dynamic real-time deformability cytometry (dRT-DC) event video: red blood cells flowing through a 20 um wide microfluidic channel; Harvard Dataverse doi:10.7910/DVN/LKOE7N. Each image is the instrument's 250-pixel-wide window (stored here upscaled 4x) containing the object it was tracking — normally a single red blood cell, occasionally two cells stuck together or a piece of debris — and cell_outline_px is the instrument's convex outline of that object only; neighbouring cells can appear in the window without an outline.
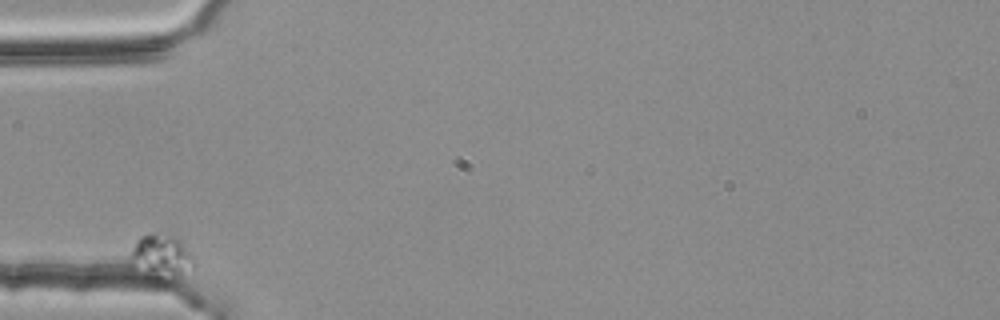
{"species": "common noctule bat (a hibernating species)", "species_latin": "Nyctalus noctula", "temperature_condition": "room temperature", "stored_images_in_passage": 6, "camera_frame_rate_fps": 3000, "um_per_image_px": 0.085, "animal": {"sex": "female", "body_mass_g": 25.1}, "frame": {"image": 1, "passage_image": 1, "time_ms": 0.0, "image_size_px": [1000, 320], "cell_outline_px": [[192, 264], [180, 276], [156, 280], [128, 260], [128, 256], [136, 240], [140, 236], [176, 236], [184, 244], [192, 256]], "centroid_in_image_um": [13.66, 21.79], "position_along_channel_um": 71.3, "area_um2": 15.32}}